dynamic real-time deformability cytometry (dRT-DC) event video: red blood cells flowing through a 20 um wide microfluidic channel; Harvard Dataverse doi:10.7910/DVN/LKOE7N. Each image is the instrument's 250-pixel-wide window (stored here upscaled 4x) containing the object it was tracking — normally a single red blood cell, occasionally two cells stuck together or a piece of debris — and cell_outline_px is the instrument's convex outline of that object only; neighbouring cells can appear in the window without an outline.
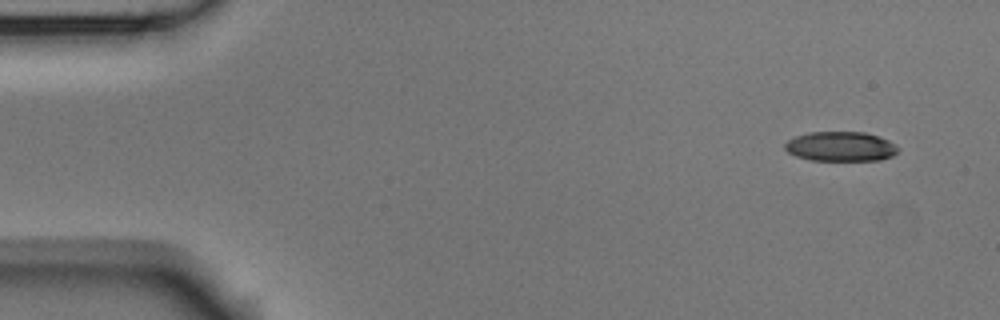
{"species": "Egyptian fruit bat (a non-hibernating species)", "species_latin": "Rousettus aegyptiacus", "temperature_condition": "room temperature", "stored_images_in_passage": 4, "camera_frame_rate_fps": 3000, "um_per_image_px": 0.085, "animal": {"sex": "male"}, "frame": {"image": 1, "passage_image": 1, "time_ms": 0.0, "image_size_px": [1000, 320], "cell_outline_px": [[900, 148], [892, 156], [880, 160], [812, 160], [796, 156], [788, 152], [784, 148], [784, 144], [788, 140], [796, 136], [808, 132], [864, 132], [888, 140], [896, 144]], "centroid_in_image_um": [71.45, 12.45], "position_along_channel_um": 13.5, "area_um2": 19.48}}
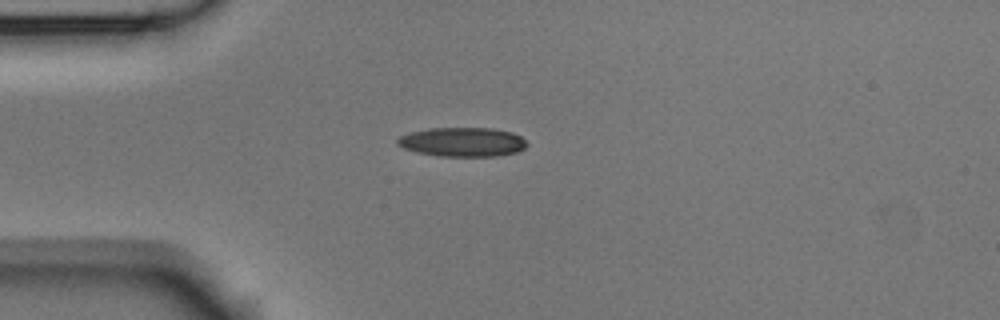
{"frame": {"image": 2, "passage_image": 4, "time_ms": 1.0, "image_size_px": [1000, 320], "cell_outline_px": [[528, 144], [524, 148], [516, 152], [496, 156], [436, 156], [416, 152], [404, 148], [396, 144], [396, 140], [400, 136], [408, 132], [428, 128], [492, 128], [512, 132], [520, 136]], "centroid_in_image_um": [39.27, 12.06], "position_along_channel_um": 45.7, "area_um2": 22.14}}